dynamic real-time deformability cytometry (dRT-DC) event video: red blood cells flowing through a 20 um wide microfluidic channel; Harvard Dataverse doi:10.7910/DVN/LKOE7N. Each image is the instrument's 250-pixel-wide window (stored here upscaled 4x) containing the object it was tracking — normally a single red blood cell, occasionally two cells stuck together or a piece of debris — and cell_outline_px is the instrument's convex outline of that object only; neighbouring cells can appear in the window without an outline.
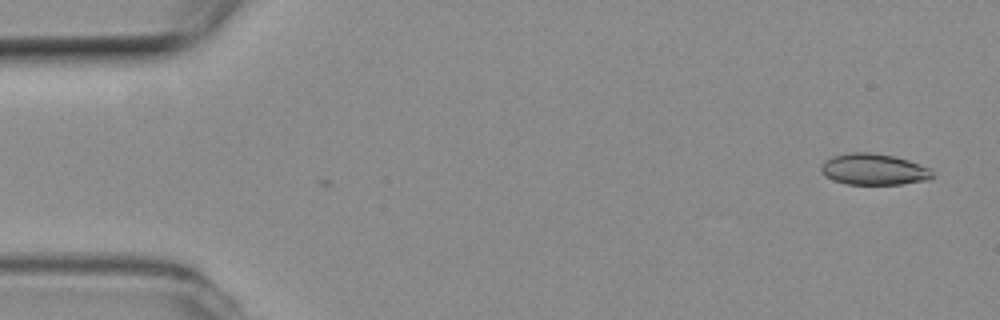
{"species": "common noctule bat (a hibernating species)", "species_latin": "Nyctalus noctula", "temperature_condition": "room temperature", "stored_images_in_passage": 2, "camera_frame_rate_fps": 3000, "um_per_image_px": 0.085, "animal": {"sex": "female", "body_mass_g": 19.3, "forearm_length_mm": 54.1}, "frame": {"image": 1, "passage_image": 1, "time_ms": 0.0, "image_size_px": [1000, 320], "cell_outline_px": [[936, 176], [928, 180], [900, 184], [848, 184], [832, 180], [820, 172], [820, 164], [824, 160], [832, 156], [852, 152], [872, 152], [892, 156], [908, 160], [932, 168]], "centroid_in_image_um": [74.28, 14.39], "position_along_channel_um": 10.7, "area_um2": 20.58}}